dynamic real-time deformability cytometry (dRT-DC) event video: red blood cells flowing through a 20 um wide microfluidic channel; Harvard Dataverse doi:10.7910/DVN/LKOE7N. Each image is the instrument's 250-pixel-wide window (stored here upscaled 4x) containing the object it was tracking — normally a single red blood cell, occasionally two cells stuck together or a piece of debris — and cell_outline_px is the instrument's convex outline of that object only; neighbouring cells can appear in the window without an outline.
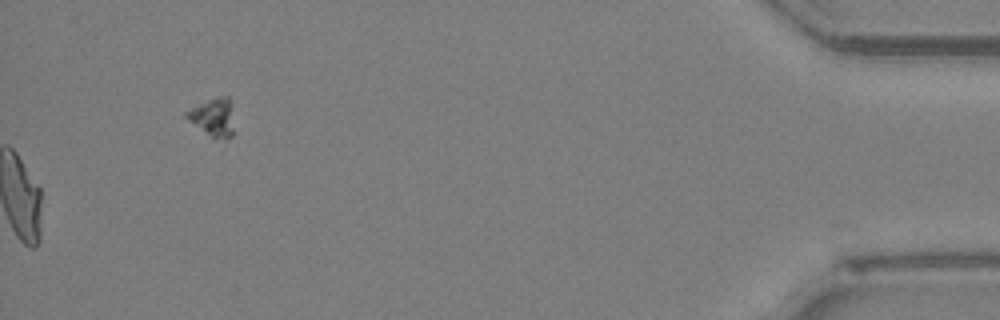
{"species": "Egyptian fruit bat (a non-hibernating species)", "species_latin": "Rousettus aegyptiacus", "temperature_condition": "room temperature", "stored_images_in_passage": 52, "camera_frame_rate_fps": 3000, "um_per_image_px": 0.085, "animal": {"sex": "female"}, "frame": {"image": 1, "passage_image": 52, "time_ms": 17.0, "image_size_px": [1000, 320], "cell_outline_px": [[236, 132], [232, 136], [224, 140], [212, 140], [184, 116], [184, 112], [216, 96], [228, 96], [232, 100]], "centroid_in_image_um": [18.2, 10.02], "position_along_channel_um": 417.0, "area_um2": 11.33}, "authors_computed_cell_mechanics": {"area_um2": 22.253, "velocity_mm_per_s": 4.0045, "shape_relaxation_time_tau1_ms": 2.5514, "shape_relaxation_time_tau2_ms": 1.0748, "deformation_change_tau1": 0.1599, "deformation_change_tau2": 0.0839}}